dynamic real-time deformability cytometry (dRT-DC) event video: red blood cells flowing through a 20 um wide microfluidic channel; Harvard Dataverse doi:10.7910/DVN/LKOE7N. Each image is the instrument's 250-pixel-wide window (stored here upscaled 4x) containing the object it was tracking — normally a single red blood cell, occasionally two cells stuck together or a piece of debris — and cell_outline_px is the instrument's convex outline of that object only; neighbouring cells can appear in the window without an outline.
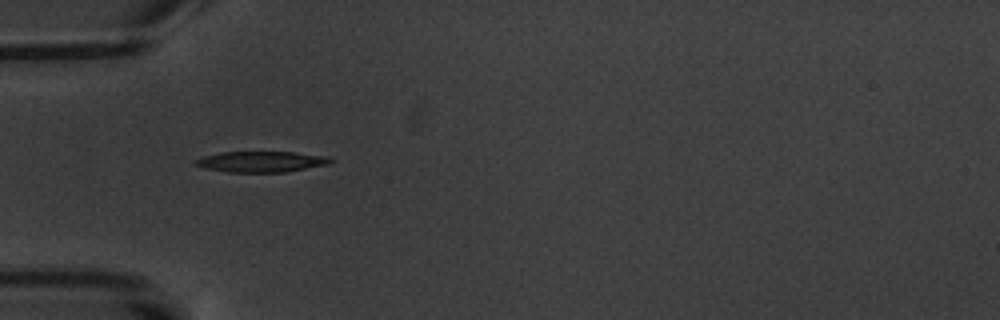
{"species": "common noctule bat (a hibernating species)", "species_latin": "Nyctalus noctula", "temperature_condition": "warm", "stored_images_in_passage": 1, "camera_frame_rate_fps": 3000, "um_per_image_px": 0.085, "animal": {"sex": "male", "body_mass_g": 20.1, "forearm_length_mm": 53.5}, "frame": {"image": 1, "passage_image": 1, "time_ms": 0.0, "image_size_px": [1000, 320], "cell_outline_px": [[336, 160], [328, 164], [288, 172], [228, 172], [204, 168], [196, 164], [192, 160], [200, 156], [220, 152], [296, 152], [324, 156]], "centroid_in_image_um": [22.17, 13.74], "position_along_channel_um": 62.8, "area_um2": 16.53}}